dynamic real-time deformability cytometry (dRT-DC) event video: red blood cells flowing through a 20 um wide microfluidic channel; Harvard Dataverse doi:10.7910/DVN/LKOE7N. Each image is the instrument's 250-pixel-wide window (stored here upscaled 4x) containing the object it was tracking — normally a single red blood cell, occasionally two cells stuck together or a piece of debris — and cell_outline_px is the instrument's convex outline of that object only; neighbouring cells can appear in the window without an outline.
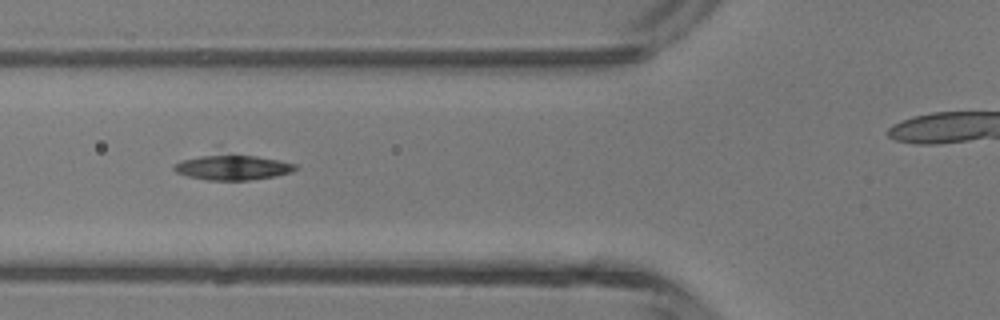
{"species": "common noctule bat (a hibernating species)", "species_latin": "Nyctalus noctula", "temperature_condition": "room temperature", "stored_images_in_passage": 6, "camera_frame_rate_fps": 3000, "um_per_image_px": 0.085, "animal": {"sex": "male", "body_mass_g": 13.3}, "frame": {"image": 1, "passage_image": 5, "time_ms": 4.667, "image_size_px": [1000, 320], "cell_outline_px": [[300, 168], [292, 172], [276, 176], [248, 180], [208, 180], [188, 176], [176, 172], [172, 168], [176, 164], [184, 160], [200, 156], [256, 156], [296, 164]], "centroid_in_image_um": [19.83, 14.26], "position_along_channel_um": 106.0, "area_um2": 17.11}}